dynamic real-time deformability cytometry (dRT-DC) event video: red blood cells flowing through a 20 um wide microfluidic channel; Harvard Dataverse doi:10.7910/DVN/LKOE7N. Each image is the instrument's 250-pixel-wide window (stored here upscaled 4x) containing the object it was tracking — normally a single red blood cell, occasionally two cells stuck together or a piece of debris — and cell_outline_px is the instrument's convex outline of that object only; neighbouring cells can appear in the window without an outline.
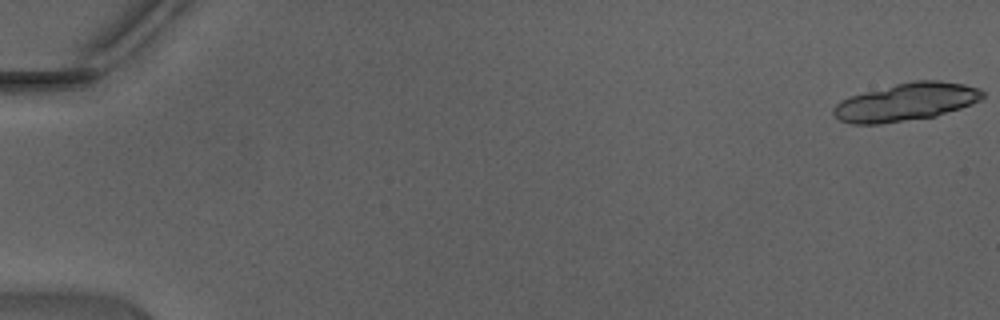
{"species": "Egyptian fruit bat (a non-hibernating species)", "species_latin": "Rousettus aegyptiacus", "temperature_condition": "warm", "stored_images_in_passage": 20, "camera_frame_rate_fps": 3000, "um_per_image_px": 0.085, "animal": {"sex": "male"}, "frame": {"image": 1, "passage_image": 1, "time_ms": 0.0, "image_size_px": [1000, 320], "cell_outline_px": [[984, 96], [980, 100], [972, 104], [936, 116], [880, 124], [852, 124], [840, 120], [832, 112], [832, 108], [840, 100], [848, 96], [912, 80], [940, 80], [964, 84], [980, 88], [984, 92]], "centroid_in_image_um": [77.02, 8.66], "position_along_channel_um": 8.0, "area_um2": 32.95}}